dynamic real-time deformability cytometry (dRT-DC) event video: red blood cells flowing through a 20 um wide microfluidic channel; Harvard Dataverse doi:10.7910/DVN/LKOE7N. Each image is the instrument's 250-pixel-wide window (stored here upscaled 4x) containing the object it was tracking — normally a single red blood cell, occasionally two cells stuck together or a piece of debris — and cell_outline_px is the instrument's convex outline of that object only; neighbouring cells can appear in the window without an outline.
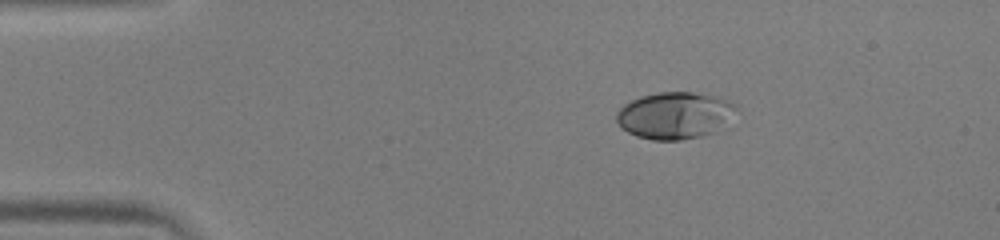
{"species": "human", "species_latin": "Homo sapiens", "temperature_condition": "warm", "stored_images_in_passage": 43, "camera_frame_rate_fps": 3000, "um_per_image_px": 0.085, "donor": {"sex": "male"}, "frame": {"image": 1, "passage_image": 1, "time_ms": 0.0, "image_size_px": [1000, 240], "cell_outline_px": [[736, 108], [728, 128], [704, 136], [680, 140], [652, 140], [636, 136], [620, 128], [616, 120], [616, 112], [624, 104], [640, 96], [660, 92], [692, 92], [720, 96], [736, 104]], "centroid_in_image_um": [57.42, 9.82], "position_along_channel_um": 27.6, "area_um2": 33.52}}
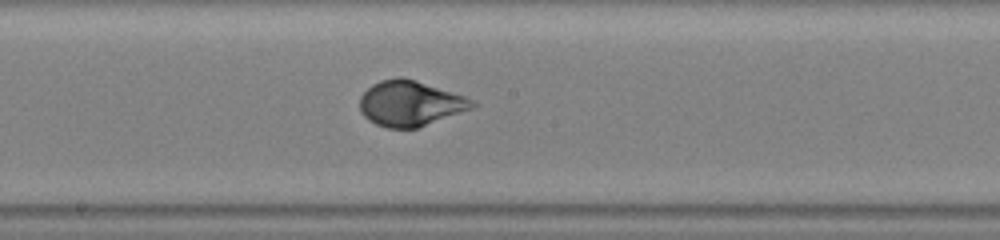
{"frame": {"image": 2, "passage_image": 20, "time_ms": 6.333, "image_size_px": [1000, 240], "cell_outline_px": [[480, 104], [472, 108], [416, 128], [388, 128], [376, 124], [368, 120], [360, 112], [360, 96], [372, 84], [380, 80], [396, 76], [400, 76], [416, 80], [464, 96]], "centroid_in_image_um": [34.83, 8.78], "position_along_channel_um": 213.4, "area_um2": 29.59}}
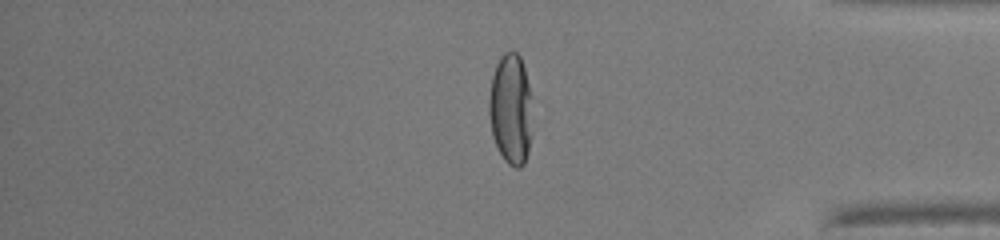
{"frame": {"image": 3, "passage_image": 35, "time_ms": 11.333, "image_size_px": [1000, 240], "cell_outline_px": [[532, 132], [528, 152], [524, 164], [520, 168], [516, 168], [508, 164], [504, 160], [492, 136], [488, 112], [488, 100], [492, 76], [496, 64], [500, 56], [504, 52], [516, 52], [520, 56], [524, 68], [532, 96]], "centroid_in_image_um": [43.42, 9.29], "position_along_channel_um": 391.8, "area_um2": 28.55}, "authors_computed_cell_mechanics": {"area_um2": 29.9982, "velocity_mm_per_s": 4.0136, "shape_relaxation_time_tau1_ms": 4.3899, "shape_relaxation_time_tau2_ms": null, "deformation_change_tau1": 0.2557, "deformation_change_tau2": null}}